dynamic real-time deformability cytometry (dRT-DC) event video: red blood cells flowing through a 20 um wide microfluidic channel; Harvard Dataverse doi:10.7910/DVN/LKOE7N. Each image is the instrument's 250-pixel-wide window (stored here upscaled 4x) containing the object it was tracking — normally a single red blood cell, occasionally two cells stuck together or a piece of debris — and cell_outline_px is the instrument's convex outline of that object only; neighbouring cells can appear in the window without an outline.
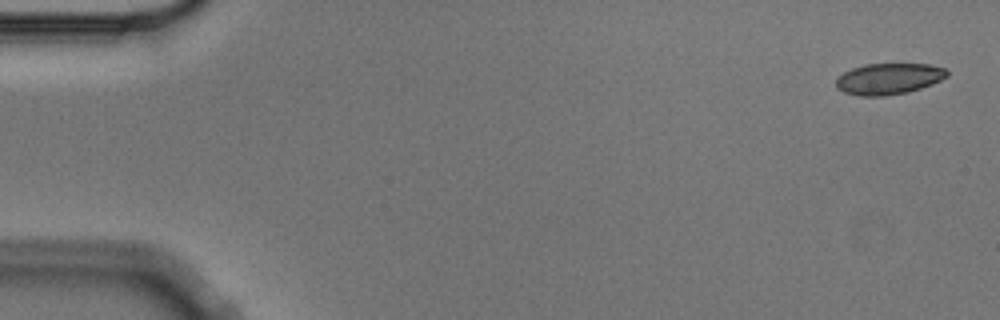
{"species": "Egyptian fruit bat (a non-hibernating species)", "species_latin": "Rousettus aegyptiacus", "temperature_condition": "cold", "stored_images_in_passage": 5, "segment_of_instrument_passage": [2, 2], "camera_frame_rate_fps": 3000, "um_per_image_px": 0.085, "animal": {"sex": "male"}, "frame": {"image": 1, "passage_image": 5, "time_ms": 1.333, "image_size_px": [1000, 320], "cell_outline_px": [[948, 76], [932, 84], [908, 92], [884, 96], [860, 96], [844, 92], [836, 88], [836, 80], [844, 72], [852, 68], [864, 64], [928, 64], [944, 68], [948, 72]], "centroid_in_image_um": [75.53, 6.7], "position_along_channel_um": 9.5, "area_um2": 20.11}}